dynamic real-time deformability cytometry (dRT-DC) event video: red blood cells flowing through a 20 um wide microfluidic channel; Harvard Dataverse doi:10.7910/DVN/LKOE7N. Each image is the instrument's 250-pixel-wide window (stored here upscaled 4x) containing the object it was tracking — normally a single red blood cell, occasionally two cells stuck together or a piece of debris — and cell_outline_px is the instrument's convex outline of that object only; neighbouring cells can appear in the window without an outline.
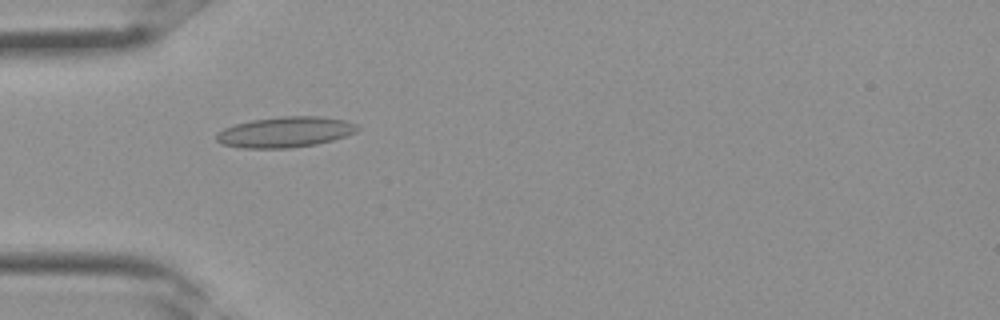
{"species": "Egyptian fruit bat (a non-hibernating species)", "species_latin": "Rousettus aegyptiacus", "temperature_condition": "room temperature", "stored_images_in_passage": 15, "camera_frame_rate_fps": 3000, "um_per_image_px": 0.085, "frame": {"image": 1, "passage_image": 10, "time_ms": 3.0, "image_size_px": [1000, 320], "cell_outline_px": [[360, 128], [356, 132], [348, 136], [316, 144], [288, 148], [240, 148], [220, 144], [216, 140], [216, 132], [224, 128], [236, 124], [252, 120], [280, 116], [320, 116], [344, 120], [356, 124]], "centroid_in_image_um": [24.23, 11.23], "position_along_channel_um": 60.8, "area_um2": 25.32}}
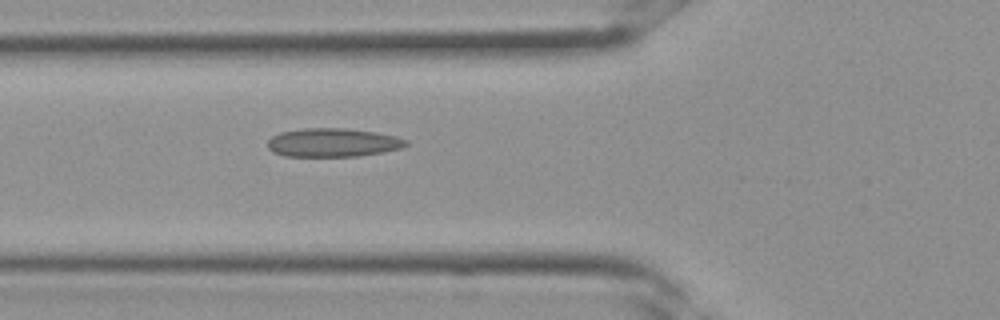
{"frame": {"image": 2, "passage_image": 12, "time_ms": 3.667, "image_size_px": [1000, 320], "cell_outline_px": [[408, 144], [404, 148], [384, 152], [360, 156], [284, 156], [272, 152], [268, 148], [268, 140], [272, 136], [280, 132], [304, 128], [344, 128], [376, 132], [396, 136], [408, 140]], "centroid_in_image_um": [28.32, 12.12], "position_along_channel_um": 97.5, "area_um2": 23.29}}
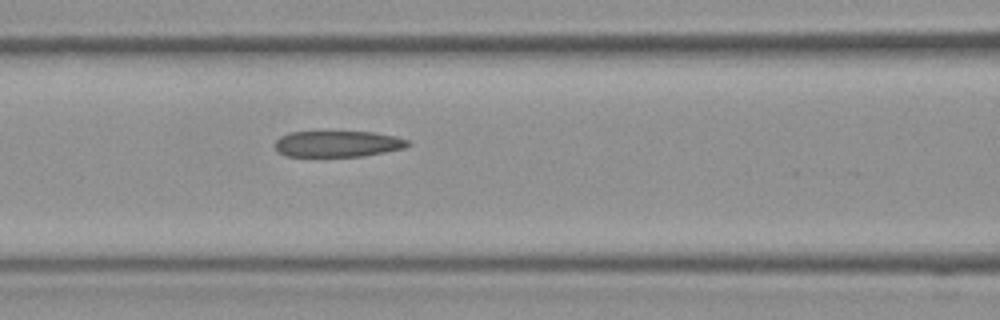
{"frame": {"image": 3, "passage_image": 14, "time_ms": 4.333, "image_size_px": [1000, 320], "cell_outline_px": [[412, 144], [404, 148], [364, 156], [284, 156], [276, 148], [276, 140], [280, 136], [288, 132], [372, 132], [396, 136], [408, 140]], "centroid_in_image_um": [28.72, 12.22], "position_along_channel_um": 137.9, "area_um2": 20.17}}